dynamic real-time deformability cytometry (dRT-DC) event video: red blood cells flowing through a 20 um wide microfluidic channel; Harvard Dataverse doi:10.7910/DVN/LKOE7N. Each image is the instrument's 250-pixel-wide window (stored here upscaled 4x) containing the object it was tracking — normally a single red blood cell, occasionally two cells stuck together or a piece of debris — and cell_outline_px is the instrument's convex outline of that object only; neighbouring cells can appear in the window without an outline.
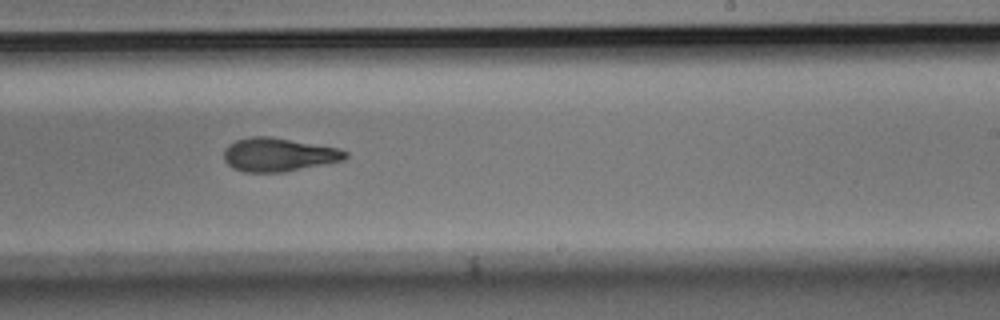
{"species": "Egyptian fruit bat (a non-hibernating species)", "species_latin": "Rousettus aegyptiacus", "temperature_condition": "room temperature", "stored_images_in_passage": 11, "camera_frame_rate_fps": 3000, "um_per_image_px": 0.085, "animal": {"sex": "male"}, "frame": {"image": 1, "passage_image": 10, "time_ms": 3.0, "image_size_px": [1000, 320], "cell_outline_px": [[348, 156], [344, 160], [280, 172], [244, 172], [232, 168], [224, 160], [224, 148], [228, 144], [236, 140], [252, 136], [268, 136], [336, 148], [348, 152]], "centroid_in_image_um": [23.61, 13.14], "position_along_channel_um": 265.4, "area_um2": 23.41}}
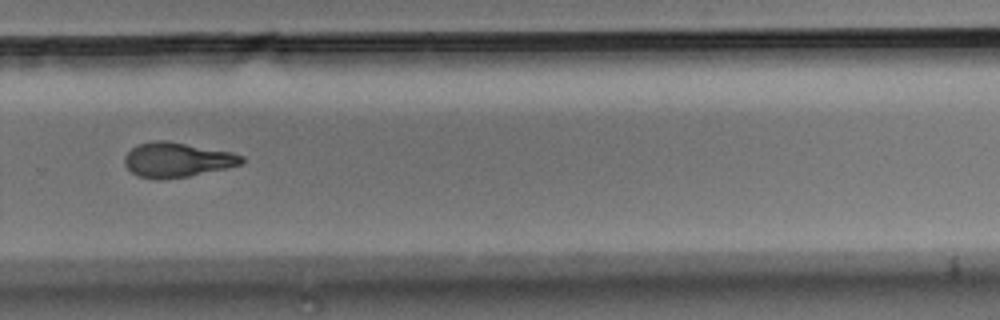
{"frame": {"image": 2, "passage_image": 11, "time_ms": 3.333, "image_size_px": [1000, 320], "cell_outline_px": [[244, 160], [240, 164], [224, 168], [188, 176], [140, 176], [132, 172], [124, 164], [124, 156], [136, 144], [152, 140], [168, 140], [232, 152], [244, 156]], "centroid_in_image_um": [15.05, 13.52], "position_along_channel_um": 314.7, "area_um2": 22.95}}